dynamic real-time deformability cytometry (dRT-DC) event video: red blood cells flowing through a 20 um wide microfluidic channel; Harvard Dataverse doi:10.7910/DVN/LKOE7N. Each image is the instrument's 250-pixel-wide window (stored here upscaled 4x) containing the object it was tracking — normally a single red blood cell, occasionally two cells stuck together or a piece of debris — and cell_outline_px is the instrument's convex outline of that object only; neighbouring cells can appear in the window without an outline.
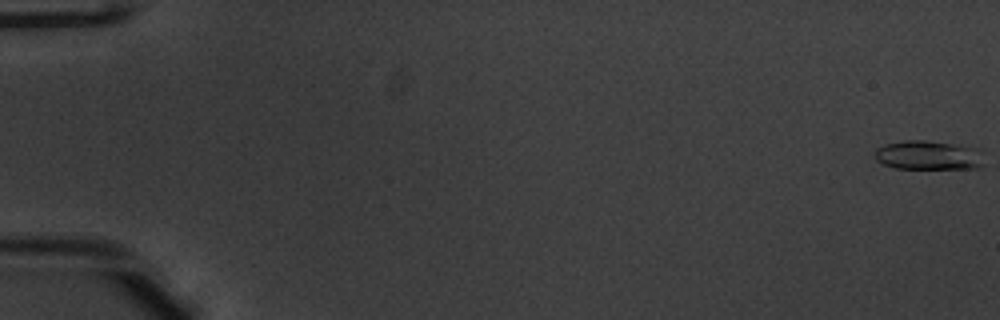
{"species": "common noctule bat (a hibernating species)", "species_latin": "Nyctalus noctula", "temperature_condition": "warm", "stored_images_in_passage": 53, "camera_frame_rate_fps": 3000, "um_per_image_px": 0.085, "animal": {"sex": "male", "body_mass_g": 20.1, "forearm_length_mm": 53.5}, "frame": {"image": 1, "passage_image": 1, "time_ms": 0.0, "image_size_px": [1000, 320], "cell_outline_px": [[984, 164], [976, 168], [896, 168], [884, 164], [876, 160], [872, 152], [876, 148], [884, 144], [904, 140], [928, 140], [980, 148]], "centroid_in_image_um": [78.89, 13.18], "position_along_channel_um": 6.1, "area_um2": 18.79}}
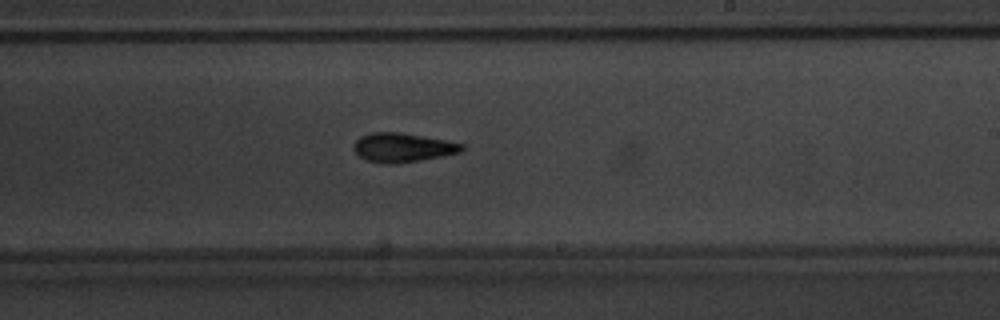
{"frame": {"image": 2, "passage_image": 33, "time_ms": 10.667, "image_size_px": [1000, 320], "cell_outline_px": [[464, 148], [460, 152], [420, 160], [392, 164], [388, 164], [368, 160], [360, 156], [352, 148], [352, 144], [360, 136], [372, 132], [400, 132], [444, 140], [464, 144]], "centroid_in_image_um": [34.18, 12.53], "position_along_channel_um": 254.8, "area_um2": 18.09}}
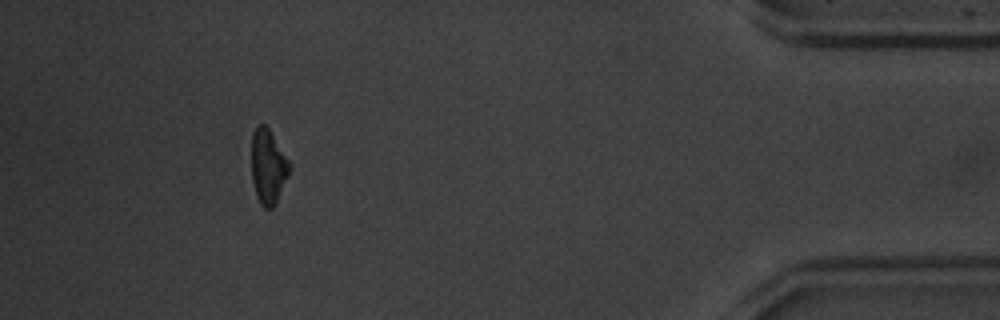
{"frame": {"image": 3, "passage_image": 49, "time_ms": 16.0, "image_size_px": [1000, 320], "cell_outline_px": [[292, 168], [276, 204], [272, 208], [264, 208], [260, 204], [256, 196], [252, 180], [252, 132], [260, 124], [264, 124], [268, 128], [292, 164]], "centroid_in_image_um": [22.81, 14.19], "position_along_channel_um": 412.4, "area_um2": 16.7}, "authors_computed_cell_mechanics": {"area_um2": 17.8024, "velocity_mm_per_s": 3.9509, "shape_relaxation_time_tau1_ms": 3.4526, "shape_relaxation_time_tau2_ms": 2.6544, "deformation_change_tau1": 0.1449, "deformation_change_tau2": 0.098}}